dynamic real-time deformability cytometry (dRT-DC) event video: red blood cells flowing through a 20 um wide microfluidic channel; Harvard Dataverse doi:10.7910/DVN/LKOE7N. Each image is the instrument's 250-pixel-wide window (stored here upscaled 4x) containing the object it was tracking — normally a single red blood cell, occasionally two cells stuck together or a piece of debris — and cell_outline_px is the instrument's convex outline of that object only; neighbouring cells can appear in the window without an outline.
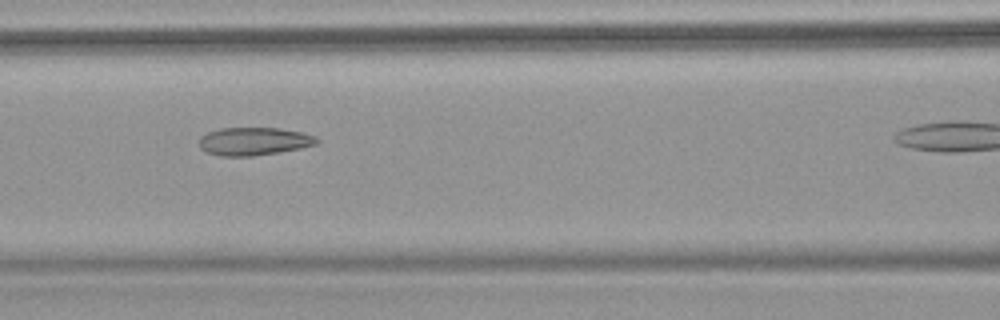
{"species": "common noctule bat (a hibernating species)", "species_latin": "Nyctalus noctula", "temperature_condition": "warm", "stored_images_in_passage": 10, "camera_frame_rate_fps": 3000, "um_per_image_px": 0.085, "animal": {"sex": "female", "body_mass_g": 18.4}, "frame": {"image": 1, "passage_image": 6, "time_ms": 1.667, "image_size_px": [1000, 320], "cell_outline_px": [[320, 140], [316, 144], [300, 148], [280, 152], [252, 156], [220, 156], [208, 152], [200, 148], [200, 136], [208, 132], [220, 128], [280, 128], [304, 132], [316, 136]], "centroid_in_image_um": [21.61, 12.0], "position_along_channel_um": 145.0, "area_um2": 19.25}}
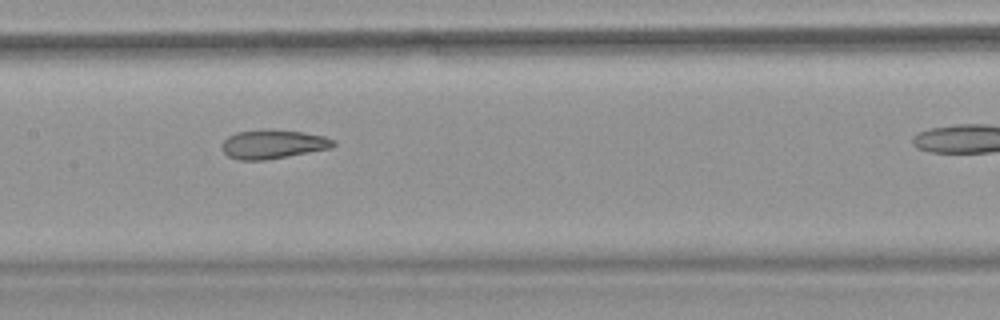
{"frame": {"image": 2, "passage_image": 7, "time_ms": 2.0, "image_size_px": [1000, 320], "cell_outline_px": [[336, 144], [332, 148], [264, 160], [240, 160], [228, 156], [220, 148], [220, 144], [228, 136], [236, 132], [264, 128], [272, 128], [300, 132], [324, 136], [336, 140]], "centroid_in_image_um": [23.18, 12.24], "position_along_channel_um": 184.2, "area_um2": 19.07}}